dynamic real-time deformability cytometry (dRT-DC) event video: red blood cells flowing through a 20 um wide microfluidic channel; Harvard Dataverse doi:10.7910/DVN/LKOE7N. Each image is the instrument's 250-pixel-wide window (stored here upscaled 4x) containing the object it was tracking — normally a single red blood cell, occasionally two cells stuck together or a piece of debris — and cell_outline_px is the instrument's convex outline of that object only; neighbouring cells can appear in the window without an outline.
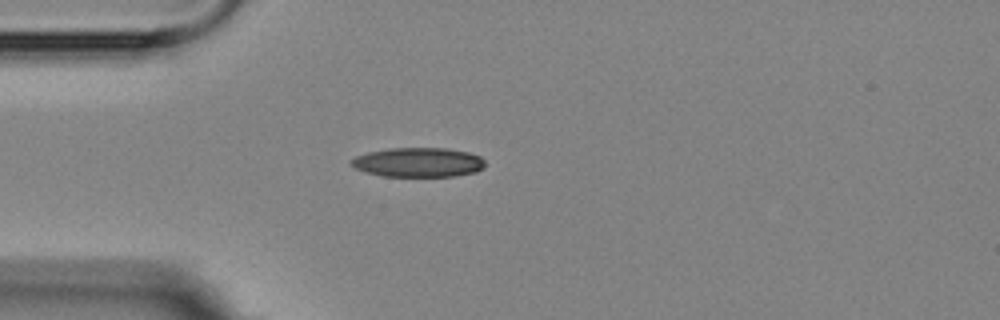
{"species": "Egyptian fruit bat (a non-hibernating species)", "species_latin": "Rousettus aegyptiacus", "temperature_condition": "room temperature", "stored_images_in_passage": 4, "camera_frame_rate_fps": 3000, "um_per_image_px": 0.085, "animal": {"sex": "female"}, "frame": {"image": 1, "passage_image": 3, "time_ms": 2.333, "image_size_px": [1000, 320], "cell_outline_px": [[484, 168], [476, 172], [452, 176], [384, 176], [368, 172], [356, 168], [352, 164], [352, 160], [356, 156], [368, 152], [388, 148], [448, 148], [468, 152], [480, 156], [484, 160]], "centroid_in_image_um": [35.6, 13.79], "position_along_channel_um": 49.4, "area_um2": 22.77}}